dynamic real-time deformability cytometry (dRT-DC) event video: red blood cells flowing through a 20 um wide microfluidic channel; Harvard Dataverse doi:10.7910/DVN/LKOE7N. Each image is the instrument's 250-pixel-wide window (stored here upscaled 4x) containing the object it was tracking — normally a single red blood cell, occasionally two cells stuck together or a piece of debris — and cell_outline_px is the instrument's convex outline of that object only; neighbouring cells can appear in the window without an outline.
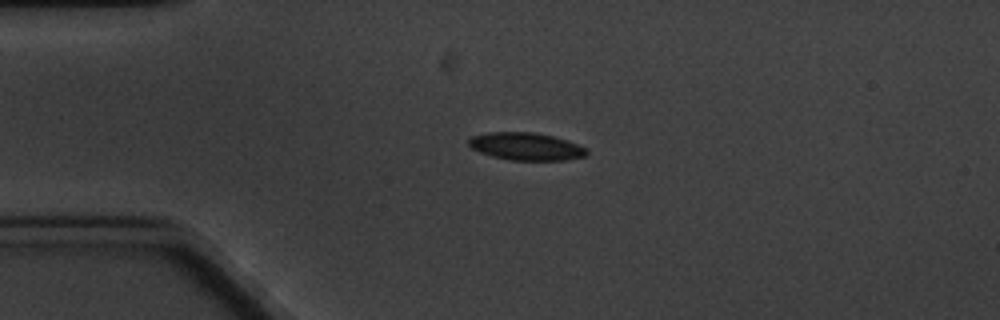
{"species": "common noctule bat (a hibernating species)", "species_latin": "Nyctalus noctula", "temperature_condition": "cold", "stored_images_in_passage": 2, "camera_frame_rate_fps": 3000, "um_per_image_px": 0.085, "animal": {"sex": "male", "body_mass_g": 20.1, "forearm_length_mm": 53.5}, "frame": {"image": 1, "passage_image": 1, "time_ms": 0.0, "image_size_px": [1000, 320], "cell_outline_px": [[588, 152], [584, 156], [564, 160], [512, 160], [492, 156], [480, 152], [472, 148], [468, 144], [468, 140], [472, 136], [488, 132], [532, 132], [552, 136], [568, 140], [588, 148]], "centroid_in_image_um": [44.72, 12.44], "position_along_channel_um": 40.3, "area_um2": 18.9}}